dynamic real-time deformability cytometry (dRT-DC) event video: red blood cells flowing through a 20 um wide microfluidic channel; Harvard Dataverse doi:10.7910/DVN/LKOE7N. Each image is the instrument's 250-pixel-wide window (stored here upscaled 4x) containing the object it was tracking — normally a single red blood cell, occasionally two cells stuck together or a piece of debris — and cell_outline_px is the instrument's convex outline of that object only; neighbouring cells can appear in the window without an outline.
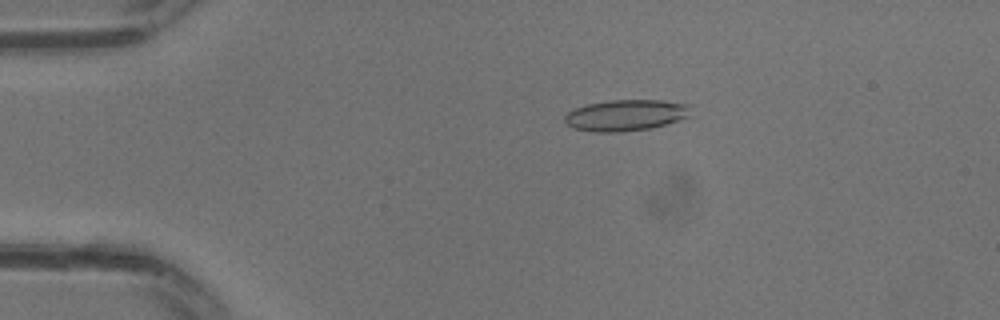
{"species": "common noctule bat (a hibernating species)", "species_latin": "Nyctalus noctula", "temperature_condition": "warm", "stored_images_in_passage": 17, "camera_frame_rate_fps": 3000, "um_per_image_px": 0.085, "animal": {"sex": "male", "body_mass_g": 13.3}, "frame": {"image": 1, "passage_image": 6, "time_ms": 1.667, "image_size_px": [1000, 320], "cell_outline_px": [[692, 104], [688, 116], [664, 124], [648, 128], [620, 132], [592, 132], [572, 128], [564, 120], [564, 116], [568, 112], [584, 104], [612, 100], [664, 100]], "centroid_in_image_um": [53.17, 9.78], "position_along_channel_um": 31.8, "area_um2": 22.89}}
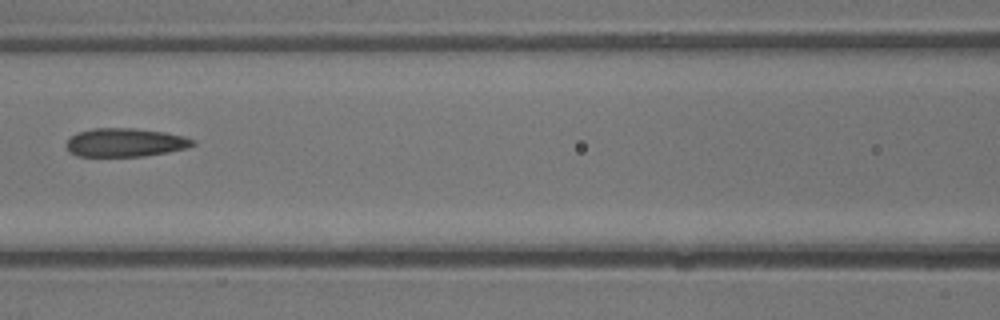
{"frame": {"image": 2, "passage_image": 14, "time_ms": 4.333, "image_size_px": [1000, 320], "cell_outline_px": [[196, 144], [188, 148], [168, 152], [144, 156], [76, 156], [68, 152], [64, 144], [76, 132], [92, 128], [136, 128], [164, 132], [184, 136], [196, 140]], "centroid_in_image_um": [10.63, 12.11], "position_along_channel_um": 156.0, "area_um2": 21.33}}
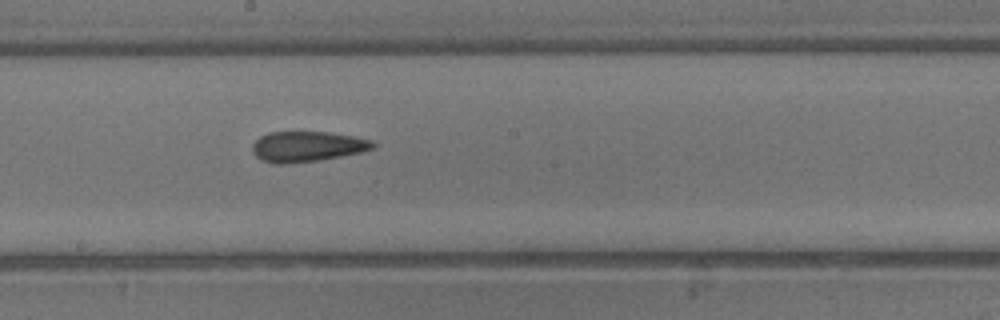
{"frame": {"image": 3, "passage_image": 17, "time_ms": 5.333, "image_size_px": [1000, 320], "cell_outline_px": [[376, 148], [360, 152], [320, 160], [284, 164], [272, 164], [260, 160], [252, 152], [252, 144], [260, 136], [268, 132], [328, 132], [352, 136], [372, 140], [376, 144]], "centroid_in_image_um": [26.08, 12.46], "position_along_channel_um": 222.1, "area_um2": 21.5}}